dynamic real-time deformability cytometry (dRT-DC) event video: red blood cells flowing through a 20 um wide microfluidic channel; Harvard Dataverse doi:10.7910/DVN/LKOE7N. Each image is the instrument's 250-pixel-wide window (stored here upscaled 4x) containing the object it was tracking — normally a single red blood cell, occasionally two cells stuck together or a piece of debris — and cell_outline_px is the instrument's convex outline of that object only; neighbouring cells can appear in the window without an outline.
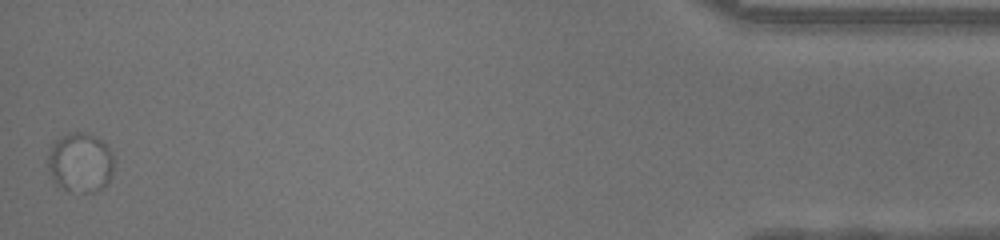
{"species": "human", "species_latin": "Homo sapiens", "temperature_condition": "room temperature", "stored_images_in_passage": 35, "camera_frame_rate_fps": 3000, "um_per_image_px": 0.085, "donor": {"sex": "female"}, "frame": {"image": 1, "passage_image": 35, "time_ms": 11.333, "image_size_px": [1000, 240], "cell_outline_px": [[116, 160], [112, 176], [100, 188], [92, 192], [68, 192], [56, 184], [48, 168], [48, 156], [52, 144], [60, 136], [72, 132], [84, 132], [96, 136], [108, 148]], "centroid_in_image_um": [6.84, 13.81], "position_along_channel_um": 428.4, "area_um2": 23.06}}